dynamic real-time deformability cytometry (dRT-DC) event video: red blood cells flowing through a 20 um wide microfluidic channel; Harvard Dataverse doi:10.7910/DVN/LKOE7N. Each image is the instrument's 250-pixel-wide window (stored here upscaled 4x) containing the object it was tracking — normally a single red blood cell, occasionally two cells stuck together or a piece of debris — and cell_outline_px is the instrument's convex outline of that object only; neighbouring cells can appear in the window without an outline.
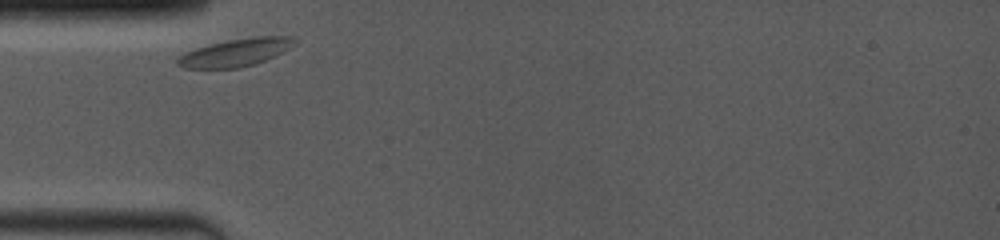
{"species": "common noctule bat (a hibernating species)", "species_latin": "Nyctalus noctula", "temperature_condition": "room temperature", "stored_images_in_passage": 4, "camera_frame_rate_fps": 4000, "um_per_image_px": 0.085, "animal": {"sex": "female", "body_mass_g": 19.0, "forearm_length_mm": 53.3}, "frame": {"image": 1, "passage_image": 1, "time_ms": 0.0, "image_size_px": [1000, 240], "cell_outline_px": [[296, 40], [288, 48], [276, 56], [240, 68], [184, 68], [176, 64], [176, 60], [184, 52], [208, 44], [228, 40], [252, 36], [292, 36]], "centroid_in_image_um": [19.99, 4.45], "position_along_channel_um": 65.0, "area_um2": 18.79}}
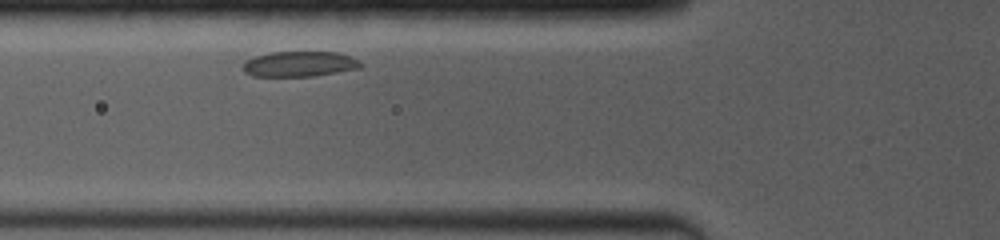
{"frame": {"image": 2, "passage_image": 3, "time_ms": 1.0, "image_size_px": [1000, 240], "cell_outline_px": [[360, 68], [312, 76], [252, 76], [244, 72], [240, 68], [244, 60], [268, 52], [336, 52], [348, 56], [356, 60], [360, 64]], "centroid_in_image_um": [25.33, 5.44], "position_along_channel_um": 100.5, "area_um2": 17.28}}
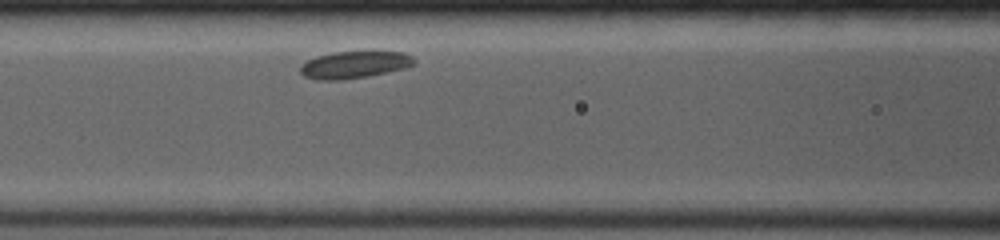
{"frame": {"image": 3, "passage_image": 4, "time_ms": 2.0, "image_size_px": [1000, 240], "cell_outline_px": [[416, 60], [412, 64], [404, 68], [388, 72], [368, 76], [336, 80], [320, 80], [304, 76], [300, 72], [300, 68], [308, 60], [316, 56], [332, 52], [404, 52], [412, 56]], "centroid_in_image_um": [30.12, 5.5], "position_along_channel_um": 136.5, "area_um2": 17.69}}